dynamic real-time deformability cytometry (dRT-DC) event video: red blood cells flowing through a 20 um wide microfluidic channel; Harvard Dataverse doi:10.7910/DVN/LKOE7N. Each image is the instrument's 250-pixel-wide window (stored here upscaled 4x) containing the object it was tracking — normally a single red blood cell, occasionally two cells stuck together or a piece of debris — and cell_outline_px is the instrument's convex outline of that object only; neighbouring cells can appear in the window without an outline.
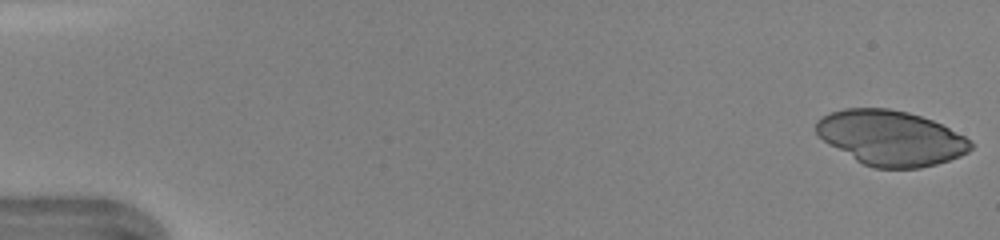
{"species": "human", "species_latin": "Homo sapiens", "temperature_condition": "warm", "stored_images_in_passage": 46, "camera_frame_rate_fps": 3000, "um_per_image_px": 0.085, "donor": {"sex": "female"}, "frame": {"image": 1, "passage_image": 1, "time_ms": 0.0, "image_size_px": [1000, 240], "cell_outline_px": [[972, 148], [968, 152], [960, 156], [936, 164], [920, 168], [872, 168], [856, 160], [828, 144], [816, 132], [816, 120], [820, 116], [844, 108], [888, 108], [908, 112], [932, 120], [964, 136], [972, 144]], "centroid_in_image_um": [75.69, 11.72], "position_along_channel_um": 9.3, "area_um2": 49.25}}
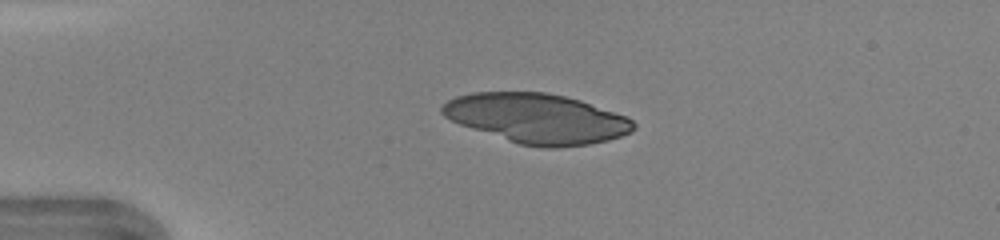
{"frame": {"image": 2, "passage_image": 11, "time_ms": 3.333, "image_size_px": [1000, 240], "cell_outline_px": [[636, 128], [620, 136], [608, 140], [588, 144], [556, 148], [544, 148], [520, 144], [460, 124], [444, 116], [440, 112], [440, 108], [448, 100], [456, 96], [472, 92], [544, 92], [564, 96], [580, 100], [628, 116], [636, 124]], "centroid_in_image_um": [45.65, 10.06], "position_along_channel_um": 39.3, "area_um2": 55.2}}